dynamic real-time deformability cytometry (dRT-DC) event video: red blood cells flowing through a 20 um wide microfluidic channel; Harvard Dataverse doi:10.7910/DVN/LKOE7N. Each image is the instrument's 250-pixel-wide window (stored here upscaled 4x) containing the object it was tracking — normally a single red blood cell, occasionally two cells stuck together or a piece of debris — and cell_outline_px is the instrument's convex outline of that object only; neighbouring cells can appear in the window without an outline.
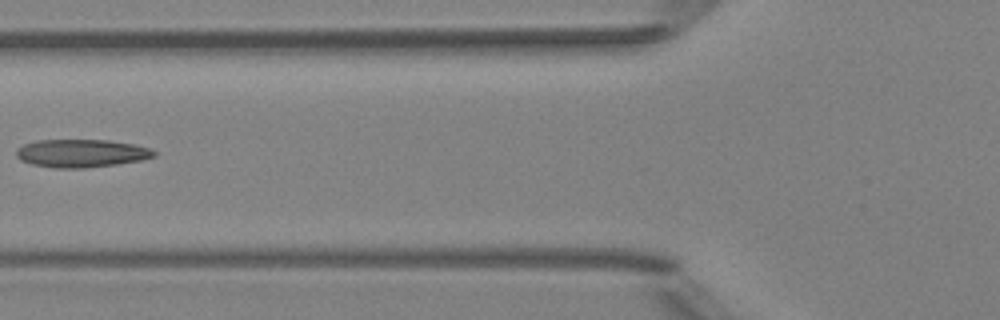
{"species": "Egyptian fruit bat (a non-hibernating species)", "species_latin": "Rousettus aegyptiacus", "temperature_condition": "room temperature", "stored_images_in_passage": 6, "camera_frame_rate_fps": 3000, "um_per_image_px": 0.085, "animal": {"sex": "female"}, "frame": {"image": 1, "passage_image": 5, "time_ms": 1.333, "image_size_px": [1000, 320], "cell_outline_px": [[156, 156], [140, 160], [116, 164], [84, 168], [56, 168], [32, 164], [20, 160], [16, 156], [16, 148], [24, 144], [36, 140], [108, 140], [136, 144], [152, 148], [156, 152]], "centroid_in_image_um": [6.92, 13.02], "position_along_channel_um": 118.9, "area_um2": 22.6}}
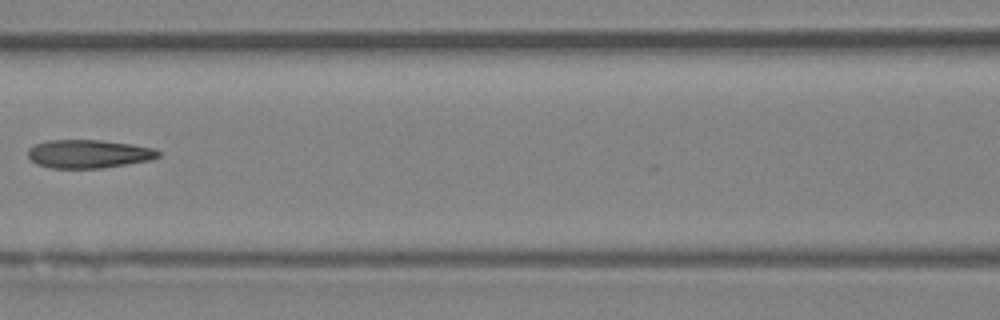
{"frame": {"image": 2, "passage_image": 6, "time_ms": 1.667, "image_size_px": [1000, 320], "cell_outline_px": [[160, 156], [152, 160], [128, 164], [100, 168], [48, 168], [36, 164], [28, 156], [28, 148], [44, 140], [100, 140], [132, 144], [152, 148], [160, 152]], "centroid_in_image_um": [7.52, 13.08], "position_along_channel_um": 159.1, "area_um2": 21.68}}